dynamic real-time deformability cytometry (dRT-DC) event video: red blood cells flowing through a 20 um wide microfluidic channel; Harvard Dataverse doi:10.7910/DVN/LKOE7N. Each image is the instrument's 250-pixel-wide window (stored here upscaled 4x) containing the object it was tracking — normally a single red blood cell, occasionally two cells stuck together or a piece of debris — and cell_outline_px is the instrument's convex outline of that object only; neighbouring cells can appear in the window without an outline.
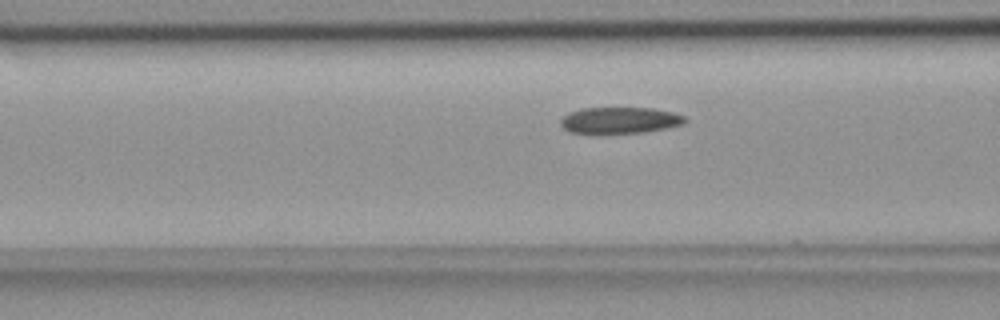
{"species": "common noctule bat (a hibernating species)", "species_latin": "Nyctalus noctula", "temperature_condition": "room temperature", "stored_images_in_passage": 34, "camera_frame_rate_fps": 3000, "um_per_image_px": 0.085, "animal": {"sex": "female", "body_mass_g": 18.4}, "frame": {"image": 1, "passage_image": 4, "time_ms": 1.0, "image_size_px": [1000, 320], "cell_outline_px": [[688, 120], [684, 124], [668, 128], [644, 132], [600, 136], [596, 136], [572, 132], [564, 128], [560, 124], [560, 120], [568, 112], [584, 108], [652, 108], [672, 112], [684, 116]], "centroid_in_image_um": [52.66, 10.27], "position_along_channel_um": 113.9, "area_um2": 19.88}}
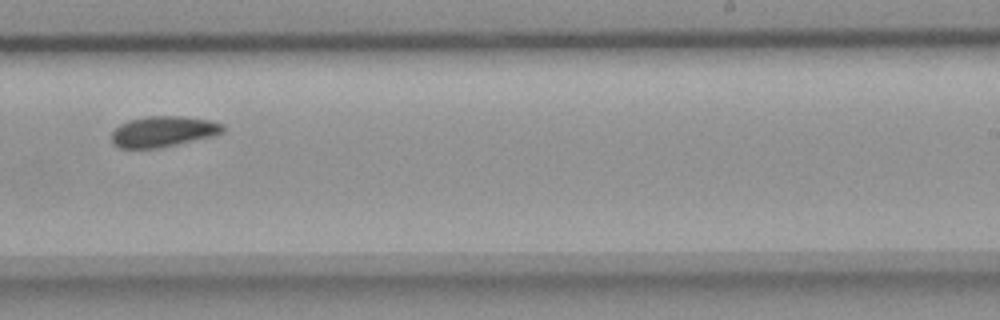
{"frame": {"image": 2, "passage_image": 17, "time_ms": 5.333, "image_size_px": [1000, 320], "cell_outline_px": [[224, 132], [212, 136], [160, 148], [120, 148], [112, 144], [112, 132], [120, 124], [128, 120], [148, 116], [184, 116], [208, 120], [220, 124], [224, 128]], "centroid_in_image_um": [13.83, 11.18], "position_along_channel_um": 275.2, "area_um2": 19.83}}
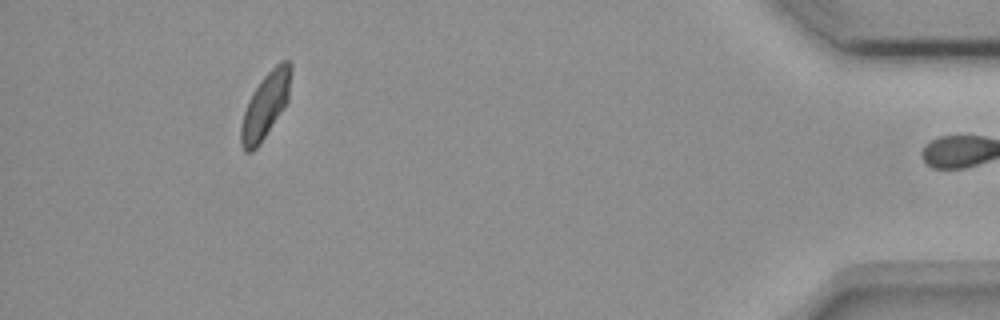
{"frame": {"image": 3, "passage_image": 33, "time_ms": 10.667, "image_size_px": [1000, 320], "cell_outline_px": [[292, 72], [288, 100], [284, 108], [260, 144], [252, 152], [244, 152], [240, 144], [240, 128], [244, 112], [248, 100], [252, 92], [260, 80], [280, 60], [288, 60], [292, 64]], "centroid_in_image_um": [22.56, 8.95], "position_along_channel_um": 412.6, "area_um2": 19.31}}